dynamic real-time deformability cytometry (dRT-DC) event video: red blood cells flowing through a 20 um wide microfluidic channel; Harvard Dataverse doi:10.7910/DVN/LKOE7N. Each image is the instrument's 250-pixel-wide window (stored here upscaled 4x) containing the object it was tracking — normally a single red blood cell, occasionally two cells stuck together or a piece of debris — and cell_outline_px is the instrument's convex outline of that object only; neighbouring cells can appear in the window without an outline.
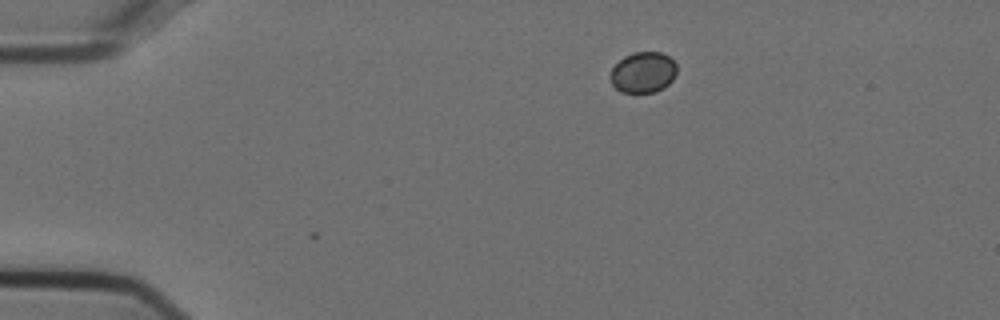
{"species": "Egyptian fruit bat (a non-hibernating species)", "species_latin": "Rousettus aegyptiacus", "temperature_condition": "cold", "stored_images_in_passage": 39, "camera_frame_rate_fps": 3000, "um_per_image_px": 0.085, "animal": {"sex": "female"}, "frame": {"image": 1, "passage_image": 1, "time_ms": 0.0, "image_size_px": [1000, 320], "cell_outline_px": [[676, 72], [672, 80], [668, 84], [656, 92], [620, 92], [612, 84], [608, 76], [612, 68], [624, 56], [632, 52], [660, 52], [668, 56], [676, 64]], "centroid_in_image_um": [54.64, 6.15], "position_along_channel_um": 30.4, "area_um2": 15.84}}
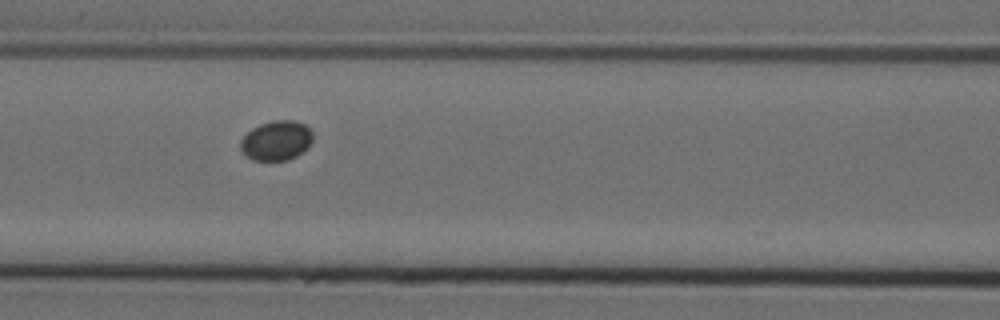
{"frame": {"image": 2, "passage_image": 15, "time_ms": 4.667, "image_size_px": [1000, 320], "cell_outline_px": [[312, 140], [308, 148], [296, 156], [288, 160], [252, 160], [240, 148], [240, 140], [252, 128], [260, 124], [272, 120], [296, 120], [304, 124], [312, 132]], "centroid_in_image_um": [23.5, 11.94], "position_along_channel_um": 143.1, "area_um2": 16.7}}
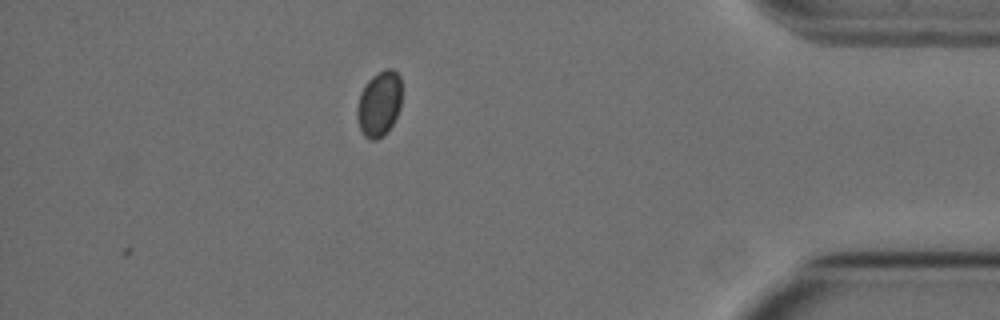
{"frame": {"image": 3, "passage_image": 39, "time_ms": 12.667, "image_size_px": [1000, 320], "cell_outline_px": [[400, 108], [388, 132], [384, 136], [376, 140], [372, 140], [364, 136], [360, 128], [356, 116], [356, 108], [360, 92], [364, 84], [372, 76], [384, 68], [392, 68], [400, 76]], "centroid_in_image_um": [32.21, 8.82], "position_along_channel_um": 403.0, "area_um2": 17.22}}